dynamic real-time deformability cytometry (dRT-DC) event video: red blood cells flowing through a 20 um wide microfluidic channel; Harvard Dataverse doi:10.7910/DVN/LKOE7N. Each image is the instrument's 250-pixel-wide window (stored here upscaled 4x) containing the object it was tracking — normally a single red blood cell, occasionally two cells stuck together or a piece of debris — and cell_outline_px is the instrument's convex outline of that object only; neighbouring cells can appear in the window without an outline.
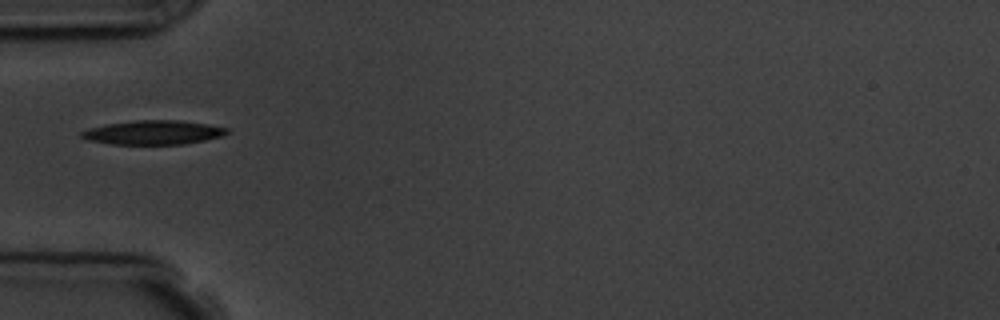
{"species": "common noctule bat (a hibernating species)", "species_latin": "Nyctalus noctula", "temperature_condition": "room temperature", "stored_images_in_passage": 1, "camera_frame_rate_fps": 3000, "um_per_image_px": 0.085, "animal": {"sex": "male", "body_mass_g": 19.5, "forearm_length_mm": 54.6}, "frame": {"image": 1, "passage_image": 1, "time_ms": 0.0, "image_size_px": [1000, 320], "cell_outline_px": [[228, 132], [220, 136], [204, 140], [184, 144], [112, 144], [88, 140], [80, 136], [80, 132], [88, 128], [104, 124], [136, 120], [180, 120], [208, 124], [228, 128]], "centroid_in_image_um": [12.99, 11.25], "position_along_channel_um": 72.0, "area_um2": 20.4}}